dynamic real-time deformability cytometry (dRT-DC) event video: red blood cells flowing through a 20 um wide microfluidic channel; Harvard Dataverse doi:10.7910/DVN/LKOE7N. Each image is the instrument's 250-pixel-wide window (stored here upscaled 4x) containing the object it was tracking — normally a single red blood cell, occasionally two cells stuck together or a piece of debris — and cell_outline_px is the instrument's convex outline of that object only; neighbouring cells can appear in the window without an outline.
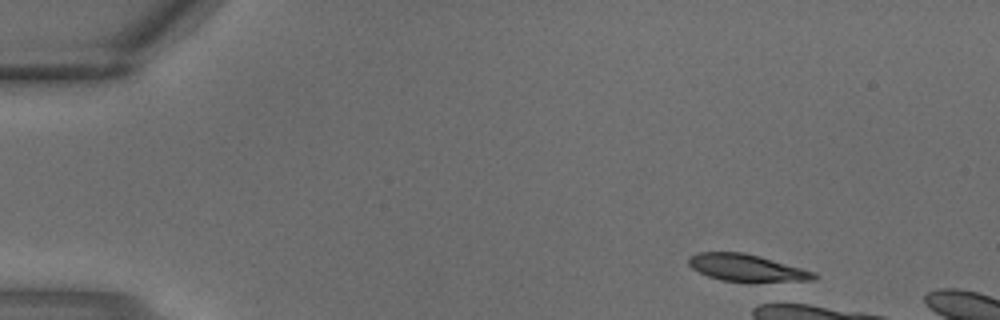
{"species": "common noctule bat (a hibernating species)", "species_latin": "Nyctalus noctula", "temperature_condition": "warm", "stored_images_in_passage": 2, "camera_frame_rate_fps": 3000, "um_per_image_px": 0.085, "animal": {"sex": "male", "body_mass_g": 18.8}, "frame": {"image": 1, "passage_image": 1, "time_ms": 0.0, "image_size_px": [1000, 320], "cell_outline_px": [[820, 276], [816, 280], [752, 284], [748, 284], [720, 280], [708, 276], [692, 268], [688, 264], [688, 256], [700, 252], [744, 252], [760, 256], [816, 272]], "centroid_in_image_um": [63.54, 22.81], "position_along_channel_um": 21.5, "area_um2": 20.69}}